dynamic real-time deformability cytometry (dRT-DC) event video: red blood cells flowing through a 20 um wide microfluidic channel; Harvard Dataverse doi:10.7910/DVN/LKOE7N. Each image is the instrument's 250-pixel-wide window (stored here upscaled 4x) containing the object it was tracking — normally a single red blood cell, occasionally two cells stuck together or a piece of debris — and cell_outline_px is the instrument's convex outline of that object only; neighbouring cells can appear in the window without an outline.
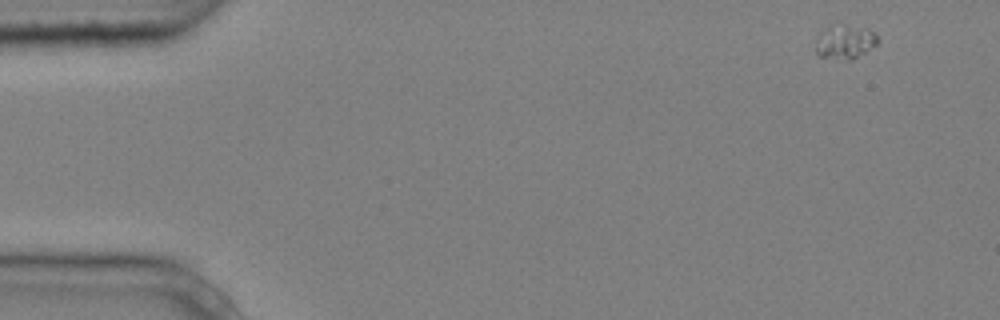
{"species": "common noctule bat (a hibernating species)", "species_latin": "Nyctalus noctula", "temperature_condition": "cold", "stored_images_in_passage": 4, "camera_frame_rate_fps": 3000, "um_per_image_px": 0.085, "animal": {"sex": "male", "body_mass_g": 20.4}, "frame": {"image": 1, "passage_image": 1, "time_ms": 0.0, "image_size_px": [1000, 320], "cell_outline_px": [[880, 40], [876, 44], [852, 60], [848, 60], [820, 56], [816, 52], [816, 40], [820, 32], [828, 24], [868, 28], [876, 32]], "centroid_in_image_um": [71.82, 3.54], "position_along_channel_um": 13.2, "area_um2": 12.31}}